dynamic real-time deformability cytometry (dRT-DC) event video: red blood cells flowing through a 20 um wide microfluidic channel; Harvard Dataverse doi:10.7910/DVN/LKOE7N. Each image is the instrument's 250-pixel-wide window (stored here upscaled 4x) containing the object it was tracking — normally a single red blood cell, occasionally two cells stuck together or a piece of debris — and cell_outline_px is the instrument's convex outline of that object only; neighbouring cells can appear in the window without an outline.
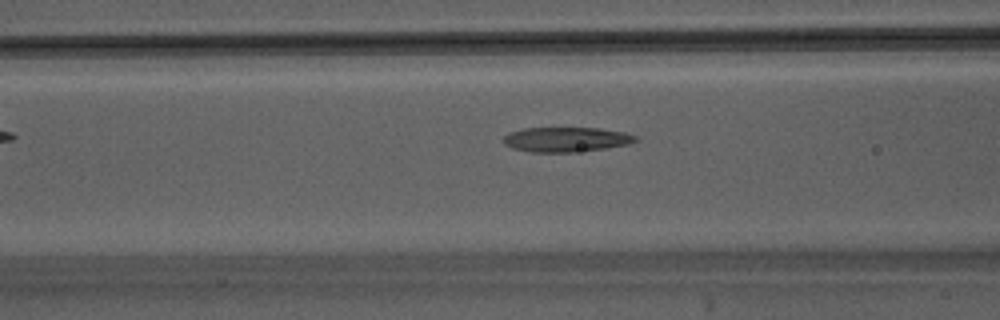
{"species": "Egyptian fruit bat (a non-hibernating species)", "species_latin": "Rousettus aegyptiacus", "temperature_condition": "warm", "stored_images_in_passage": 33, "camera_frame_rate_fps": 3000, "um_per_image_px": 0.085, "animal": {"sex": "male"}, "frame": {"image": 1, "passage_image": 6, "time_ms": 1.667, "image_size_px": [1000, 320], "cell_outline_px": [[640, 140], [628, 144], [604, 148], [572, 152], [532, 152], [512, 148], [504, 144], [504, 136], [508, 132], [524, 128], [600, 128], [624, 132], [636, 136]], "centroid_in_image_um": [48.11, 11.85], "position_along_channel_um": 118.5, "area_um2": 19.02}}